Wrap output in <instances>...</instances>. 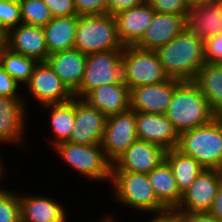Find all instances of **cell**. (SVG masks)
<instances>
[{
  "mask_svg": "<svg viewBox=\"0 0 222 222\" xmlns=\"http://www.w3.org/2000/svg\"><path fill=\"white\" fill-rule=\"evenodd\" d=\"M0 188V222H20V199L18 196L19 187Z\"/></svg>",
  "mask_w": 222,
  "mask_h": 222,
  "instance_id": "cell-31",
  "label": "cell"
},
{
  "mask_svg": "<svg viewBox=\"0 0 222 222\" xmlns=\"http://www.w3.org/2000/svg\"><path fill=\"white\" fill-rule=\"evenodd\" d=\"M179 222H220L208 212H176Z\"/></svg>",
  "mask_w": 222,
  "mask_h": 222,
  "instance_id": "cell-40",
  "label": "cell"
},
{
  "mask_svg": "<svg viewBox=\"0 0 222 222\" xmlns=\"http://www.w3.org/2000/svg\"><path fill=\"white\" fill-rule=\"evenodd\" d=\"M154 13L155 10L145 1L114 15L120 42L124 46L135 45L146 32Z\"/></svg>",
  "mask_w": 222,
  "mask_h": 222,
  "instance_id": "cell-20",
  "label": "cell"
},
{
  "mask_svg": "<svg viewBox=\"0 0 222 222\" xmlns=\"http://www.w3.org/2000/svg\"><path fill=\"white\" fill-rule=\"evenodd\" d=\"M53 18L76 16L74 0H43Z\"/></svg>",
  "mask_w": 222,
  "mask_h": 222,
  "instance_id": "cell-38",
  "label": "cell"
},
{
  "mask_svg": "<svg viewBox=\"0 0 222 222\" xmlns=\"http://www.w3.org/2000/svg\"><path fill=\"white\" fill-rule=\"evenodd\" d=\"M86 61L87 55L76 49L51 54L46 60L72 93L79 88L82 82Z\"/></svg>",
  "mask_w": 222,
  "mask_h": 222,
  "instance_id": "cell-23",
  "label": "cell"
},
{
  "mask_svg": "<svg viewBox=\"0 0 222 222\" xmlns=\"http://www.w3.org/2000/svg\"><path fill=\"white\" fill-rule=\"evenodd\" d=\"M193 82L209 101L216 115H222V64L205 63Z\"/></svg>",
  "mask_w": 222,
  "mask_h": 222,
  "instance_id": "cell-27",
  "label": "cell"
},
{
  "mask_svg": "<svg viewBox=\"0 0 222 222\" xmlns=\"http://www.w3.org/2000/svg\"><path fill=\"white\" fill-rule=\"evenodd\" d=\"M206 63L222 64V34L204 41Z\"/></svg>",
  "mask_w": 222,
  "mask_h": 222,
  "instance_id": "cell-37",
  "label": "cell"
},
{
  "mask_svg": "<svg viewBox=\"0 0 222 222\" xmlns=\"http://www.w3.org/2000/svg\"><path fill=\"white\" fill-rule=\"evenodd\" d=\"M169 78L193 81L206 63L204 41L186 29L155 50Z\"/></svg>",
  "mask_w": 222,
  "mask_h": 222,
  "instance_id": "cell-2",
  "label": "cell"
},
{
  "mask_svg": "<svg viewBox=\"0 0 222 222\" xmlns=\"http://www.w3.org/2000/svg\"><path fill=\"white\" fill-rule=\"evenodd\" d=\"M182 81L169 78L167 81L130 89V109L141 113L165 114L176 87Z\"/></svg>",
  "mask_w": 222,
  "mask_h": 222,
  "instance_id": "cell-14",
  "label": "cell"
},
{
  "mask_svg": "<svg viewBox=\"0 0 222 222\" xmlns=\"http://www.w3.org/2000/svg\"><path fill=\"white\" fill-rule=\"evenodd\" d=\"M23 24L44 27L53 19L43 0H18Z\"/></svg>",
  "mask_w": 222,
  "mask_h": 222,
  "instance_id": "cell-30",
  "label": "cell"
},
{
  "mask_svg": "<svg viewBox=\"0 0 222 222\" xmlns=\"http://www.w3.org/2000/svg\"><path fill=\"white\" fill-rule=\"evenodd\" d=\"M5 47L37 62H46L49 56L43 27L21 23L5 34Z\"/></svg>",
  "mask_w": 222,
  "mask_h": 222,
  "instance_id": "cell-17",
  "label": "cell"
},
{
  "mask_svg": "<svg viewBox=\"0 0 222 222\" xmlns=\"http://www.w3.org/2000/svg\"><path fill=\"white\" fill-rule=\"evenodd\" d=\"M185 27L186 16L155 12L146 32L135 46L156 50L181 34Z\"/></svg>",
  "mask_w": 222,
  "mask_h": 222,
  "instance_id": "cell-19",
  "label": "cell"
},
{
  "mask_svg": "<svg viewBox=\"0 0 222 222\" xmlns=\"http://www.w3.org/2000/svg\"><path fill=\"white\" fill-rule=\"evenodd\" d=\"M54 149V150H53ZM62 163L80 175L87 182L110 184L112 164L106 159L101 144L58 143L51 148Z\"/></svg>",
  "mask_w": 222,
  "mask_h": 222,
  "instance_id": "cell-4",
  "label": "cell"
},
{
  "mask_svg": "<svg viewBox=\"0 0 222 222\" xmlns=\"http://www.w3.org/2000/svg\"><path fill=\"white\" fill-rule=\"evenodd\" d=\"M112 212H109L107 214H103L101 215L102 219H105V220H108L110 222H122V220H124L123 218H121V221L118 219V215L114 214V212L111 214ZM143 216L141 218H138L140 216ZM138 216L136 215L135 218L136 219V222L139 220L142 221V222H179L178 220V216H177V213L174 211V210H168L166 212H163V213H158V214H139ZM117 216V217H116ZM146 218V219H145ZM138 219V220H137ZM129 222H134V220L131 219L130 221V218L127 220Z\"/></svg>",
  "mask_w": 222,
  "mask_h": 222,
  "instance_id": "cell-34",
  "label": "cell"
},
{
  "mask_svg": "<svg viewBox=\"0 0 222 222\" xmlns=\"http://www.w3.org/2000/svg\"><path fill=\"white\" fill-rule=\"evenodd\" d=\"M18 196L21 222H72L69 219L71 216L69 212L72 211L66 208L68 207L66 203L64 204L55 196L33 192L31 195L29 191L25 192V189L22 191L18 189Z\"/></svg>",
  "mask_w": 222,
  "mask_h": 222,
  "instance_id": "cell-12",
  "label": "cell"
},
{
  "mask_svg": "<svg viewBox=\"0 0 222 222\" xmlns=\"http://www.w3.org/2000/svg\"><path fill=\"white\" fill-rule=\"evenodd\" d=\"M117 34V21L109 14L78 16L74 49L90 54L123 49Z\"/></svg>",
  "mask_w": 222,
  "mask_h": 222,
  "instance_id": "cell-7",
  "label": "cell"
},
{
  "mask_svg": "<svg viewBox=\"0 0 222 222\" xmlns=\"http://www.w3.org/2000/svg\"><path fill=\"white\" fill-rule=\"evenodd\" d=\"M89 222H91V220H88ZM110 222V221H108V220H105V219H102V218H100L99 217V219L97 218L96 220H92V222Z\"/></svg>",
  "mask_w": 222,
  "mask_h": 222,
  "instance_id": "cell-45",
  "label": "cell"
},
{
  "mask_svg": "<svg viewBox=\"0 0 222 222\" xmlns=\"http://www.w3.org/2000/svg\"><path fill=\"white\" fill-rule=\"evenodd\" d=\"M138 140L163 147L166 151L177 149L179 134L165 114L136 112Z\"/></svg>",
  "mask_w": 222,
  "mask_h": 222,
  "instance_id": "cell-18",
  "label": "cell"
},
{
  "mask_svg": "<svg viewBox=\"0 0 222 222\" xmlns=\"http://www.w3.org/2000/svg\"><path fill=\"white\" fill-rule=\"evenodd\" d=\"M166 150L147 141H135L111 167V171L148 174L165 160Z\"/></svg>",
  "mask_w": 222,
  "mask_h": 222,
  "instance_id": "cell-16",
  "label": "cell"
},
{
  "mask_svg": "<svg viewBox=\"0 0 222 222\" xmlns=\"http://www.w3.org/2000/svg\"><path fill=\"white\" fill-rule=\"evenodd\" d=\"M22 23L18 0H0V29L6 34Z\"/></svg>",
  "mask_w": 222,
  "mask_h": 222,
  "instance_id": "cell-32",
  "label": "cell"
},
{
  "mask_svg": "<svg viewBox=\"0 0 222 222\" xmlns=\"http://www.w3.org/2000/svg\"><path fill=\"white\" fill-rule=\"evenodd\" d=\"M127 65L128 87H139L165 82V73L155 50L141 49L135 45L123 47L121 56Z\"/></svg>",
  "mask_w": 222,
  "mask_h": 222,
  "instance_id": "cell-9",
  "label": "cell"
},
{
  "mask_svg": "<svg viewBox=\"0 0 222 222\" xmlns=\"http://www.w3.org/2000/svg\"><path fill=\"white\" fill-rule=\"evenodd\" d=\"M109 188L111 193L108 194L110 196L109 201L113 200L115 202L114 205H118V208L122 206L120 211L126 208L129 211L131 210L130 215L133 213L158 214L168 211L157 199L154 189L150 184L148 174L111 171Z\"/></svg>",
  "mask_w": 222,
  "mask_h": 222,
  "instance_id": "cell-1",
  "label": "cell"
},
{
  "mask_svg": "<svg viewBox=\"0 0 222 222\" xmlns=\"http://www.w3.org/2000/svg\"><path fill=\"white\" fill-rule=\"evenodd\" d=\"M155 12L187 16L190 7L186 0H146Z\"/></svg>",
  "mask_w": 222,
  "mask_h": 222,
  "instance_id": "cell-33",
  "label": "cell"
},
{
  "mask_svg": "<svg viewBox=\"0 0 222 222\" xmlns=\"http://www.w3.org/2000/svg\"><path fill=\"white\" fill-rule=\"evenodd\" d=\"M122 52L123 49H114L87 54L84 76L74 97L83 99L91 90L106 84L128 87L127 65L121 57Z\"/></svg>",
  "mask_w": 222,
  "mask_h": 222,
  "instance_id": "cell-6",
  "label": "cell"
},
{
  "mask_svg": "<svg viewBox=\"0 0 222 222\" xmlns=\"http://www.w3.org/2000/svg\"><path fill=\"white\" fill-rule=\"evenodd\" d=\"M107 116L89 105L82 98L75 97V121L68 142L74 144H101Z\"/></svg>",
  "mask_w": 222,
  "mask_h": 222,
  "instance_id": "cell-15",
  "label": "cell"
},
{
  "mask_svg": "<svg viewBox=\"0 0 222 222\" xmlns=\"http://www.w3.org/2000/svg\"><path fill=\"white\" fill-rule=\"evenodd\" d=\"M145 1L146 0H108L107 14L114 16L121 11L138 6Z\"/></svg>",
  "mask_w": 222,
  "mask_h": 222,
  "instance_id": "cell-39",
  "label": "cell"
},
{
  "mask_svg": "<svg viewBox=\"0 0 222 222\" xmlns=\"http://www.w3.org/2000/svg\"><path fill=\"white\" fill-rule=\"evenodd\" d=\"M29 112V113H28ZM32 113L27 110L24 99L0 96V145L14 146L15 149L28 147L27 129ZM28 127V128H27ZM27 141V142H26ZM25 146V147H24Z\"/></svg>",
  "mask_w": 222,
  "mask_h": 222,
  "instance_id": "cell-11",
  "label": "cell"
},
{
  "mask_svg": "<svg viewBox=\"0 0 222 222\" xmlns=\"http://www.w3.org/2000/svg\"><path fill=\"white\" fill-rule=\"evenodd\" d=\"M189 7L192 8L196 5H202V4H206L208 2L214 1V0H186Z\"/></svg>",
  "mask_w": 222,
  "mask_h": 222,
  "instance_id": "cell-43",
  "label": "cell"
},
{
  "mask_svg": "<svg viewBox=\"0 0 222 222\" xmlns=\"http://www.w3.org/2000/svg\"><path fill=\"white\" fill-rule=\"evenodd\" d=\"M37 63L35 59L14 53L7 47H4L0 53L1 66L23 88L29 82Z\"/></svg>",
  "mask_w": 222,
  "mask_h": 222,
  "instance_id": "cell-29",
  "label": "cell"
},
{
  "mask_svg": "<svg viewBox=\"0 0 222 222\" xmlns=\"http://www.w3.org/2000/svg\"><path fill=\"white\" fill-rule=\"evenodd\" d=\"M208 213L218 221L222 222V182L218 187L213 205Z\"/></svg>",
  "mask_w": 222,
  "mask_h": 222,
  "instance_id": "cell-41",
  "label": "cell"
},
{
  "mask_svg": "<svg viewBox=\"0 0 222 222\" xmlns=\"http://www.w3.org/2000/svg\"><path fill=\"white\" fill-rule=\"evenodd\" d=\"M23 89L26 94H23V99L28 111L37 104V107H40L45 104L62 103L74 97L47 62H38L35 65L32 76ZM31 100H34L35 107L31 106L30 109Z\"/></svg>",
  "mask_w": 222,
  "mask_h": 222,
  "instance_id": "cell-8",
  "label": "cell"
},
{
  "mask_svg": "<svg viewBox=\"0 0 222 222\" xmlns=\"http://www.w3.org/2000/svg\"><path fill=\"white\" fill-rule=\"evenodd\" d=\"M221 182L222 170L203 169L192 185L182 194L181 202L174 211L208 212Z\"/></svg>",
  "mask_w": 222,
  "mask_h": 222,
  "instance_id": "cell-13",
  "label": "cell"
},
{
  "mask_svg": "<svg viewBox=\"0 0 222 222\" xmlns=\"http://www.w3.org/2000/svg\"><path fill=\"white\" fill-rule=\"evenodd\" d=\"M149 181L157 199L168 209L175 210L181 202L176 179L169 164L164 160L159 166L148 173Z\"/></svg>",
  "mask_w": 222,
  "mask_h": 222,
  "instance_id": "cell-26",
  "label": "cell"
},
{
  "mask_svg": "<svg viewBox=\"0 0 222 222\" xmlns=\"http://www.w3.org/2000/svg\"><path fill=\"white\" fill-rule=\"evenodd\" d=\"M182 154L193 157L205 169L222 170V121L210 123L179 134L177 146Z\"/></svg>",
  "mask_w": 222,
  "mask_h": 222,
  "instance_id": "cell-5",
  "label": "cell"
},
{
  "mask_svg": "<svg viewBox=\"0 0 222 222\" xmlns=\"http://www.w3.org/2000/svg\"><path fill=\"white\" fill-rule=\"evenodd\" d=\"M186 30L205 41L220 34L222 29V1L214 0L192 7L186 16Z\"/></svg>",
  "mask_w": 222,
  "mask_h": 222,
  "instance_id": "cell-21",
  "label": "cell"
},
{
  "mask_svg": "<svg viewBox=\"0 0 222 222\" xmlns=\"http://www.w3.org/2000/svg\"><path fill=\"white\" fill-rule=\"evenodd\" d=\"M39 108L40 112L42 109V111H46V116H49V119L46 117L49 122L48 127H50V134L46 139L49 148L51 149L58 143L68 142L75 121V97L66 102L45 104Z\"/></svg>",
  "mask_w": 222,
  "mask_h": 222,
  "instance_id": "cell-22",
  "label": "cell"
},
{
  "mask_svg": "<svg viewBox=\"0 0 222 222\" xmlns=\"http://www.w3.org/2000/svg\"><path fill=\"white\" fill-rule=\"evenodd\" d=\"M165 161L169 164L179 192L183 194L201 173L202 167L193 157L182 154L177 149L167 150Z\"/></svg>",
  "mask_w": 222,
  "mask_h": 222,
  "instance_id": "cell-28",
  "label": "cell"
},
{
  "mask_svg": "<svg viewBox=\"0 0 222 222\" xmlns=\"http://www.w3.org/2000/svg\"><path fill=\"white\" fill-rule=\"evenodd\" d=\"M2 149H4V148H1V145H0V188H2V187H5L6 185V183L7 182H5L7 179H9V178H7L8 176H6V175H8V171H6L7 169H8V166H6V164L4 163L5 161H4V156H3V154L1 153V151H2ZM6 167V168H5ZM6 169V170H5ZM6 172H7V174H6ZM6 179V180H5ZM3 180V181H2ZM3 184V185H2Z\"/></svg>",
  "mask_w": 222,
  "mask_h": 222,
  "instance_id": "cell-42",
  "label": "cell"
},
{
  "mask_svg": "<svg viewBox=\"0 0 222 222\" xmlns=\"http://www.w3.org/2000/svg\"><path fill=\"white\" fill-rule=\"evenodd\" d=\"M21 89V90H20ZM23 87L0 64V96L23 99Z\"/></svg>",
  "mask_w": 222,
  "mask_h": 222,
  "instance_id": "cell-35",
  "label": "cell"
},
{
  "mask_svg": "<svg viewBox=\"0 0 222 222\" xmlns=\"http://www.w3.org/2000/svg\"><path fill=\"white\" fill-rule=\"evenodd\" d=\"M77 18L56 17L43 27L49 55L74 49Z\"/></svg>",
  "mask_w": 222,
  "mask_h": 222,
  "instance_id": "cell-25",
  "label": "cell"
},
{
  "mask_svg": "<svg viewBox=\"0 0 222 222\" xmlns=\"http://www.w3.org/2000/svg\"><path fill=\"white\" fill-rule=\"evenodd\" d=\"M165 115L178 134L206 125L218 117L193 81H182L176 87Z\"/></svg>",
  "mask_w": 222,
  "mask_h": 222,
  "instance_id": "cell-3",
  "label": "cell"
},
{
  "mask_svg": "<svg viewBox=\"0 0 222 222\" xmlns=\"http://www.w3.org/2000/svg\"><path fill=\"white\" fill-rule=\"evenodd\" d=\"M107 117L130 109V88L122 84H106L91 90L84 98Z\"/></svg>",
  "mask_w": 222,
  "mask_h": 222,
  "instance_id": "cell-24",
  "label": "cell"
},
{
  "mask_svg": "<svg viewBox=\"0 0 222 222\" xmlns=\"http://www.w3.org/2000/svg\"><path fill=\"white\" fill-rule=\"evenodd\" d=\"M108 0H74L77 16L107 14Z\"/></svg>",
  "mask_w": 222,
  "mask_h": 222,
  "instance_id": "cell-36",
  "label": "cell"
},
{
  "mask_svg": "<svg viewBox=\"0 0 222 222\" xmlns=\"http://www.w3.org/2000/svg\"><path fill=\"white\" fill-rule=\"evenodd\" d=\"M137 140L134 110L128 109L107 117L101 146L111 164Z\"/></svg>",
  "mask_w": 222,
  "mask_h": 222,
  "instance_id": "cell-10",
  "label": "cell"
},
{
  "mask_svg": "<svg viewBox=\"0 0 222 222\" xmlns=\"http://www.w3.org/2000/svg\"><path fill=\"white\" fill-rule=\"evenodd\" d=\"M4 47H5V33L0 29V53Z\"/></svg>",
  "mask_w": 222,
  "mask_h": 222,
  "instance_id": "cell-44",
  "label": "cell"
}]
</instances>
